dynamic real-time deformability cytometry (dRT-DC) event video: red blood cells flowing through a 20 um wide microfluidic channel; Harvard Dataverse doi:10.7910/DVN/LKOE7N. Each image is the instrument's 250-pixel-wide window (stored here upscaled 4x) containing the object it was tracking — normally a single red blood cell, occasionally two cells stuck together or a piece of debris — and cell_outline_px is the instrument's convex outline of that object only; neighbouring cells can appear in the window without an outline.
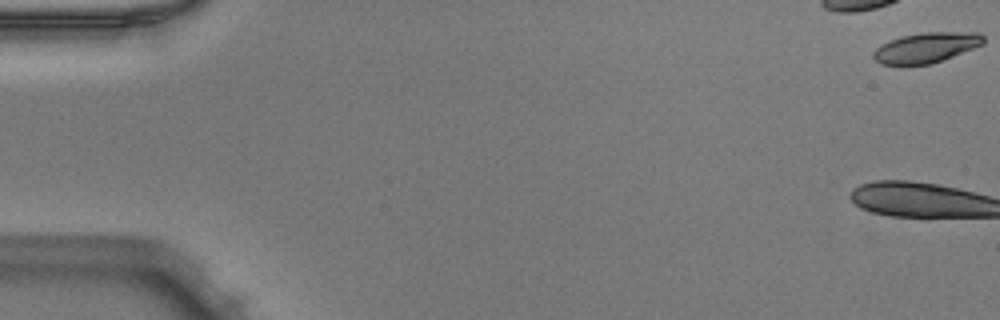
{"species": "Egyptian fruit bat (a non-hibernating species)", "species_latin": "Rousettus aegyptiacus", "temperature_condition": "warm", "stored_images_in_passage": 16, "camera_frame_rate_fps": 3000, "um_per_image_px": 0.085, "animal": {"sex": "male"}, "frame": {"image": 1, "passage_image": 1, "time_ms": 0.0, "image_size_px": [1000, 320], "cell_outline_px": [[984, 44], [932, 64], [880, 64], [872, 56], [872, 52], [876, 48], [892, 40], [904, 36], [924, 32], [980, 32], [984, 36]], "centroid_in_image_um": [78.77, 4.04], "position_along_channel_um": 6.2, "area_um2": 19.13}}